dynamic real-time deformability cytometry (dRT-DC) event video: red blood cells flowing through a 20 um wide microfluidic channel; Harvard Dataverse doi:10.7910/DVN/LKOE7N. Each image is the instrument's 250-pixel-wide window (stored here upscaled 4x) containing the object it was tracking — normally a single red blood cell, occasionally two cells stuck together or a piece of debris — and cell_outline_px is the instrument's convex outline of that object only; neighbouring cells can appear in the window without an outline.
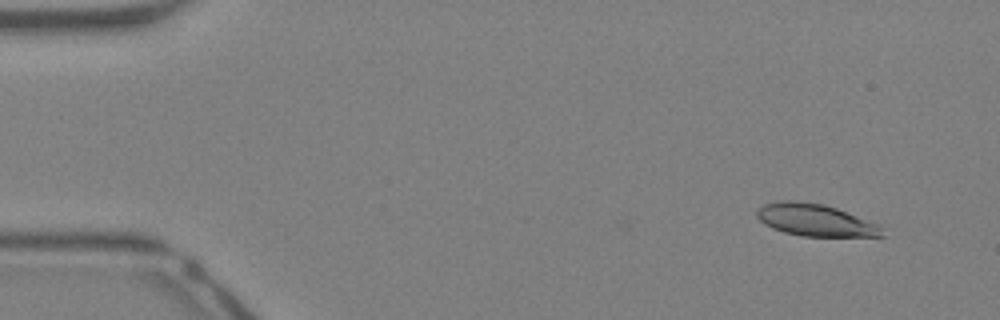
{"species": "Egyptian fruit bat (a non-hibernating species)", "species_latin": "Rousettus aegyptiacus", "temperature_condition": "warm", "stored_images_in_passage": 43, "camera_frame_rate_fps": 3000, "um_per_image_px": 0.085, "animal": {"sex": "female"}, "frame": {"image": 1, "passage_image": 3, "time_ms": 0.667, "image_size_px": [1000, 320], "cell_outline_px": [[884, 236], [800, 236], [784, 232], [772, 228], [764, 224], [756, 216], [756, 212], [764, 204], [780, 200], [796, 200], [824, 204], [836, 208], [876, 224], [880, 228]], "centroid_in_image_um": [69.22, 18.7], "position_along_channel_um": 15.8, "area_um2": 23.12}}
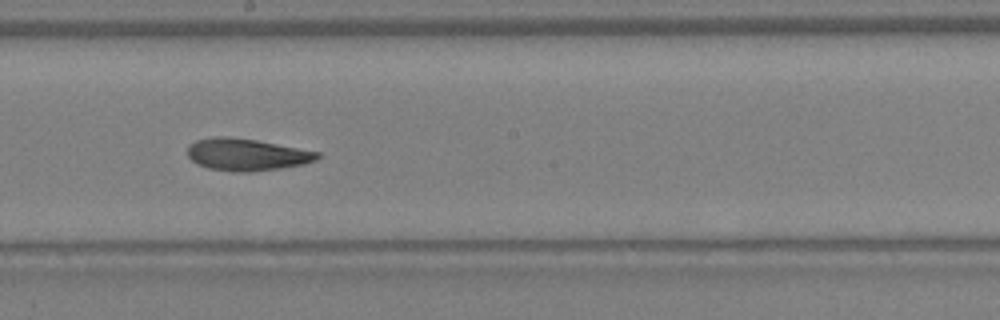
{"frame": {"image": 2, "passage_image": 24, "time_ms": 7.667, "image_size_px": [1000, 320], "cell_outline_px": [[320, 156], [316, 160], [304, 164], [280, 168], [248, 172], [232, 172], [208, 168], [196, 164], [188, 156], [188, 144], [196, 140], [216, 136], [224, 136], [256, 140], [320, 152]], "centroid_in_image_um": [20.94, 13.14], "position_along_channel_um": 227.3, "area_um2": 24.28}}
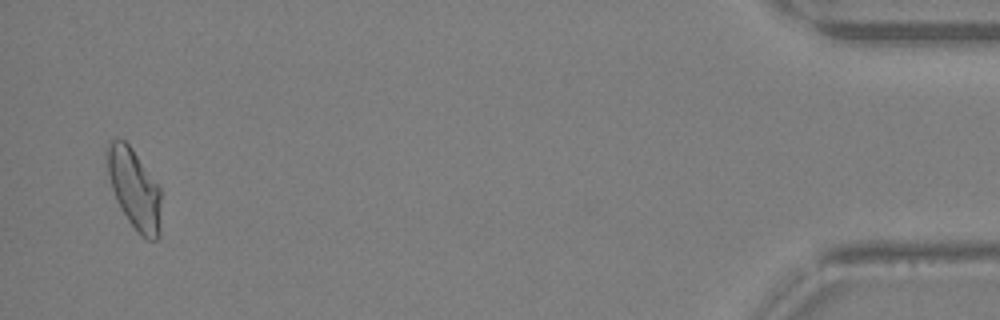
{"frame": {"image": 3, "passage_image": 42, "time_ms": 13.667, "image_size_px": [1000, 320], "cell_outline_px": [[160, 236], [156, 240], [148, 240], [140, 236], [128, 220], [120, 208], [116, 200], [112, 188], [108, 172], [108, 148], [112, 140], [124, 140], [132, 148], [160, 188]], "centroid_in_image_um": [11.45, 16.13], "position_along_channel_um": 423.8, "area_um2": 24.74}, "authors_computed_cell_mechanics": {"area_um2": 24.2182, "velocity_mm_per_s": 4.6978, "shape_relaxation_time_tau1_ms": 4.7765, "shape_relaxation_time_tau2_ms": 1.3966, "deformation_change_tau1": 0.1721, "deformation_change_tau2": 0.0753}}